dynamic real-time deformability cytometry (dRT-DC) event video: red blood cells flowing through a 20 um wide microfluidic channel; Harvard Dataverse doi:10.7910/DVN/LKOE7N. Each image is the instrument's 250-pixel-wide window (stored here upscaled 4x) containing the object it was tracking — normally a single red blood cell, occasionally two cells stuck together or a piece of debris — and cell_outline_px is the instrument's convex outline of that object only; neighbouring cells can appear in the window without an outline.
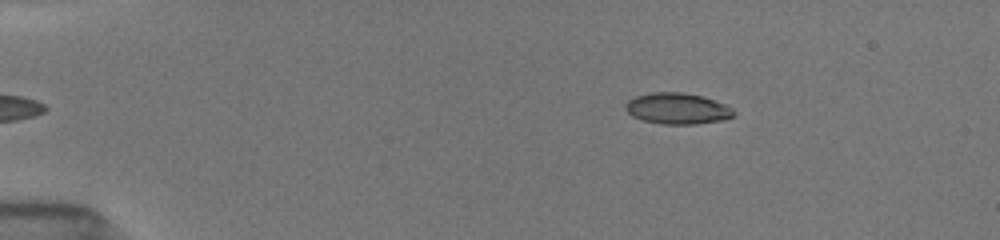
{"species": "common noctule bat (a hibernating species)", "species_latin": "Nyctalus noctula", "temperature_condition": "room temperature", "stored_images_in_passage": 47, "camera_frame_rate_fps": 3000, "um_per_image_px": 0.085, "animal": {"sex": "female", "body_mass_g": 19.5, "forearm_length_mm": 54.1}, "frame": {"image": 1, "passage_image": 3, "time_ms": 0.667, "image_size_px": [1000, 240], "cell_outline_px": [[736, 116], [724, 120], [696, 124], [664, 124], [644, 120], [632, 116], [624, 108], [624, 104], [628, 100], [636, 96], [652, 92], [684, 92], [700, 96], [724, 104], [732, 108], [736, 112]], "centroid_in_image_um": [57.59, 9.23], "position_along_channel_um": 27.4, "area_um2": 19.65}}
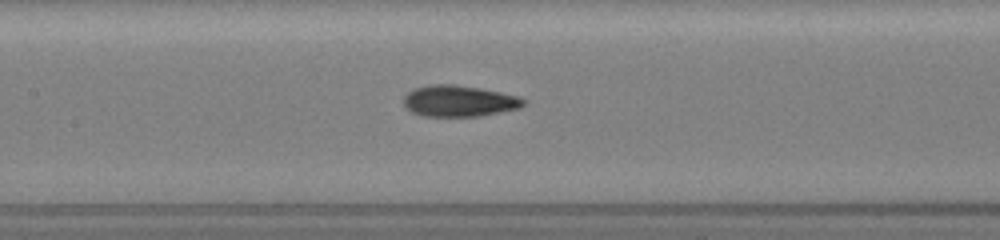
{"frame": {"image": 2, "passage_image": 20, "time_ms": 6.333, "image_size_px": [1000, 240], "cell_outline_px": [[524, 104], [520, 108], [480, 116], [424, 116], [412, 112], [404, 104], [404, 96], [408, 92], [416, 88], [432, 84], [452, 84], [480, 88], [500, 92], [516, 96], [524, 100]], "centroid_in_image_um": [39.01, 8.58], "position_along_channel_um": 168.4, "area_um2": 21.56}}
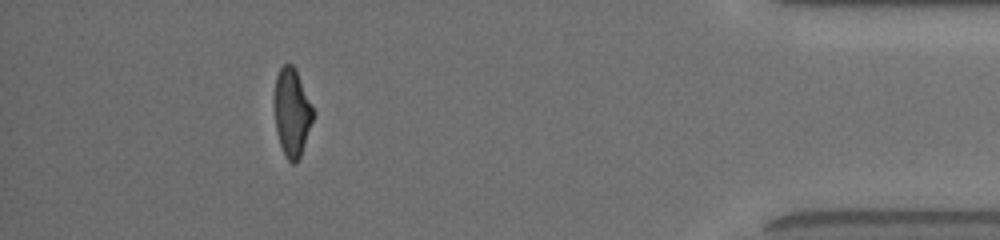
{"frame": {"image": 3, "passage_image": 42, "time_ms": 13.667, "image_size_px": [1000, 240], "cell_outline_px": [[316, 112], [300, 156], [296, 164], [292, 164], [288, 160], [280, 144], [276, 132], [276, 76], [280, 68], [284, 64], [292, 64], [296, 68]], "centroid_in_image_um": [24.86, 9.54], "position_along_channel_um": 410.3, "area_um2": 19.71}, "authors_computed_cell_mechanics": {"area_um2": 20.6346, "velocity_mm_per_s": 3.9485, "shape_relaxation_time_tau1_ms": 4.5974, "shape_relaxation_time_tau2_ms": 1.6784, "deformation_change_tau1": 0.1736, "deformation_change_tau2": 0.0856}}